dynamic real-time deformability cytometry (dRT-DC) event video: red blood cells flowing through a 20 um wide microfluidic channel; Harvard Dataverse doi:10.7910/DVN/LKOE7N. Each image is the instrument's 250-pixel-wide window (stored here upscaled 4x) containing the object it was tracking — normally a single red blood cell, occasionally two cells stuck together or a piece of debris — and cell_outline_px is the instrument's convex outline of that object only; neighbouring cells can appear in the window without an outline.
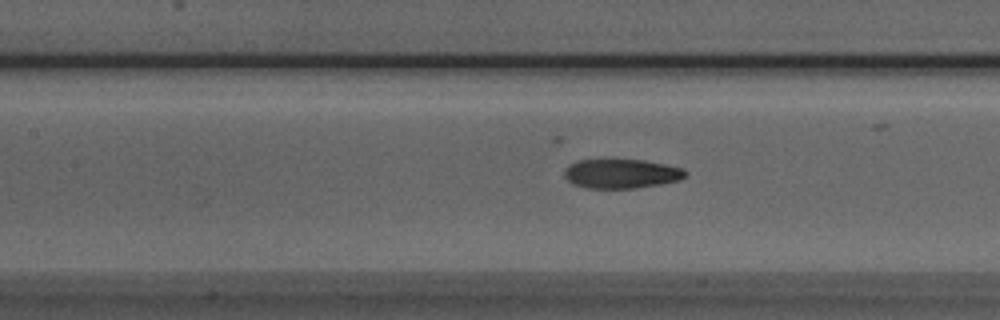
{"species": "Egyptian fruit bat (a non-hibernating species)", "species_latin": "Rousettus aegyptiacus", "temperature_condition": "room temperature", "stored_images_in_passage": 41, "camera_frame_rate_fps": 3000, "um_per_image_px": 0.085, "animal": {"sex": "male"}, "frame": {"image": 1, "passage_image": 22, "time_ms": 7.0, "image_size_px": [1000, 320], "cell_outline_px": [[688, 172], [680, 180], [660, 184], [632, 188], [588, 188], [572, 184], [564, 176], [564, 168], [568, 164], [580, 160], [644, 160], [684, 168]], "centroid_in_image_um": [52.8, 14.76], "position_along_channel_um": 154.6, "area_um2": 20.63}}
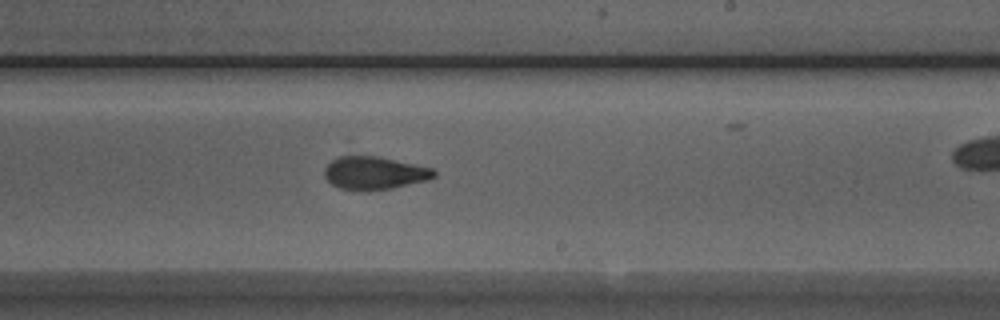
{"frame": {"image": 2, "passage_image": 30, "time_ms": 9.667, "image_size_px": [1000, 320], "cell_outline_px": [[436, 176], [428, 180], [392, 188], [368, 192], [340, 188], [332, 184], [324, 176], [324, 168], [332, 160], [340, 156], [380, 156], [432, 168], [436, 172]], "centroid_in_image_um": [31.83, 14.71], "position_along_channel_um": 257.2, "area_um2": 21.21}}
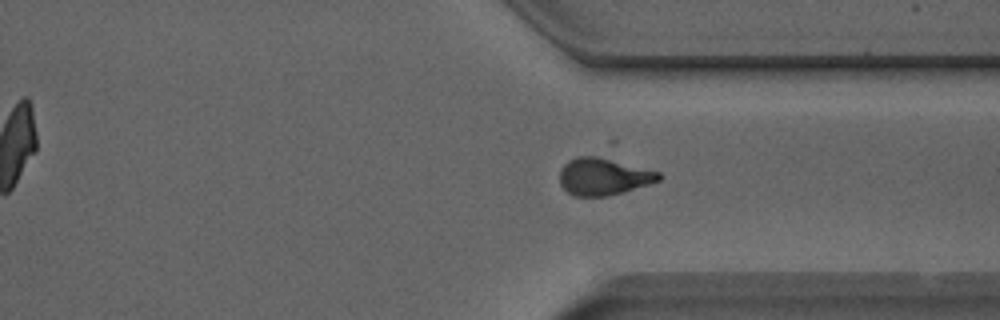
{"frame": {"image": 3, "passage_image": 38, "time_ms": 12.333, "image_size_px": [1000, 320], "cell_outline_px": [[664, 176], [660, 180], [624, 192], [608, 196], [572, 196], [560, 184], [560, 168], [568, 160], [576, 156], [596, 156], [660, 172]], "centroid_in_image_um": [51.28, 15.01], "position_along_channel_um": 360.1, "area_um2": 21.39}}